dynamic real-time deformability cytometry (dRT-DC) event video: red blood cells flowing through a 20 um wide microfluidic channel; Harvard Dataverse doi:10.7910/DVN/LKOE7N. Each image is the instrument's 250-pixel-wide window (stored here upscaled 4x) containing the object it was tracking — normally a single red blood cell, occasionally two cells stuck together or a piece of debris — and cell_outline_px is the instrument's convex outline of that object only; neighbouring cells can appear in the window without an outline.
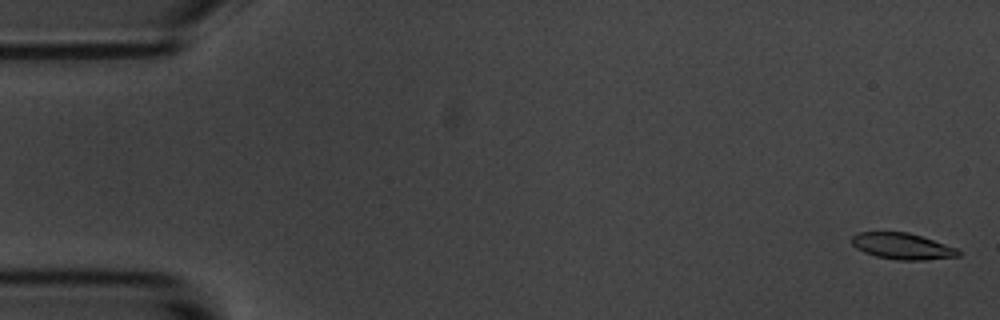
{"species": "common noctule bat (a hibernating species)", "species_latin": "Nyctalus noctula", "temperature_condition": "room temperature", "stored_images_in_passage": 12, "camera_frame_rate_fps": 3000, "um_per_image_px": 0.085, "animal": {"sex": "male", "body_mass_g": 20.1, "forearm_length_mm": 53.5}, "frame": {"image": 1, "passage_image": 1, "time_ms": 0.0, "image_size_px": [1000, 320], "cell_outline_px": [[960, 256], [924, 260], [896, 260], [876, 256], [864, 252], [856, 248], [852, 244], [852, 236], [856, 232], [908, 232], [956, 248], [960, 252]], "centroid_in_image_um": [76.66, 20.93], "position_along_channel_um": 8.3, "area_um2": 16.18}}
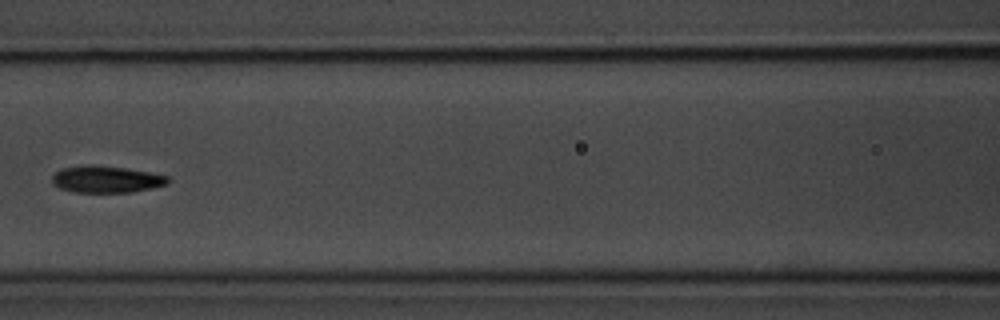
{"frame": {"image": 2, "passage_image": 7, "time_ms": 8.0, "image_size_px": [1000, 320], "cell_outline_px": [[168, 184], [152, 188], [132, 192], [76, 192], [60, 188], [52, 184], [52, 176], [60, 168], [80, 164], [96, 164], [124, 168], [148, 172], [168, 176]], "centroid_in_image_um": [8.98, 15.22], "position_along_channel_um": 157.6, "area_um2": 18.26}}
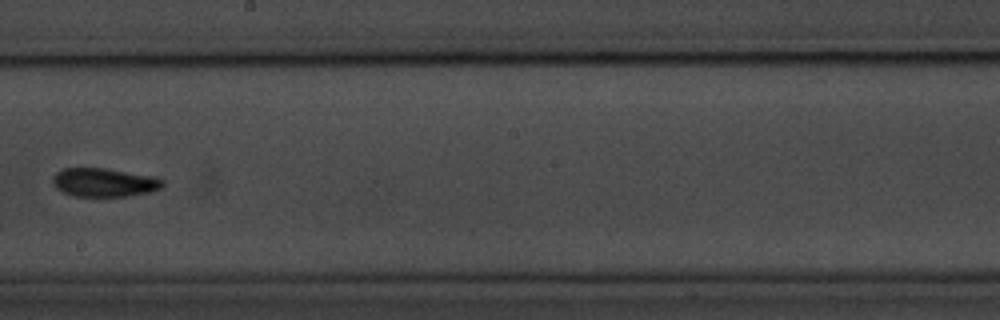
{"frame": {"image": 3, "passage_image": 9, "time_ms": 10.333, "image_size_px": [1000, 320], "cell_outline_px": [[164, 184], [160, 188], [148, 192], [128, 196], [72, 196], [56, 188], [52, 180], [52, 176], [56, 172], [64, 168], [104, 168], [156, 176], [164, 180]], "centroid_in_image_um": [8.85, 15.5], "position_along_channel_um": 239.3, "area_um2": 18.38}}